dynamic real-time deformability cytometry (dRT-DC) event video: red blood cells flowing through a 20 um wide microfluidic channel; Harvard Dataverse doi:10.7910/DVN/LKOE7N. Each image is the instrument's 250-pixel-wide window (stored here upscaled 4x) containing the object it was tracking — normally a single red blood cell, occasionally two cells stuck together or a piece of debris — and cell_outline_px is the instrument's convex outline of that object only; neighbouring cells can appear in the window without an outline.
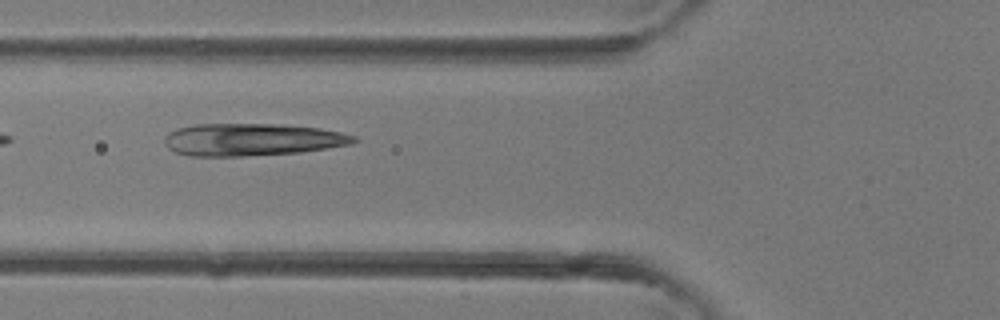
{"species": "common noctule bat (a hibernating species)", "species_latin": "Nyctalus noctula", "temperature_condition": "room temperature", "stored_images_in_passage": 3, "camera_frame_rate_fps": 3000, "um_per_image_px": 0.085, "animal": {"sex": "female"}, "frame": {"image": 1, "passage_image": 3, "time_ms": 0.667, "image_size_px": [1000, 320], "cell_outline_px": [[360, 140], [352, 144], [328, 148], [300, 152], [244, 156], [188, 156], [176, 152], [168, 148], [164, 144], [164, 136], [168, 132], [176, 128], [196, 124], [280, 124], [320, 128], [340, 132], [356, 136]], "centroid_in_image_um": [21.41, 11.86], "position_along_channel_um": 104.4, "area_um2": 36.01}}